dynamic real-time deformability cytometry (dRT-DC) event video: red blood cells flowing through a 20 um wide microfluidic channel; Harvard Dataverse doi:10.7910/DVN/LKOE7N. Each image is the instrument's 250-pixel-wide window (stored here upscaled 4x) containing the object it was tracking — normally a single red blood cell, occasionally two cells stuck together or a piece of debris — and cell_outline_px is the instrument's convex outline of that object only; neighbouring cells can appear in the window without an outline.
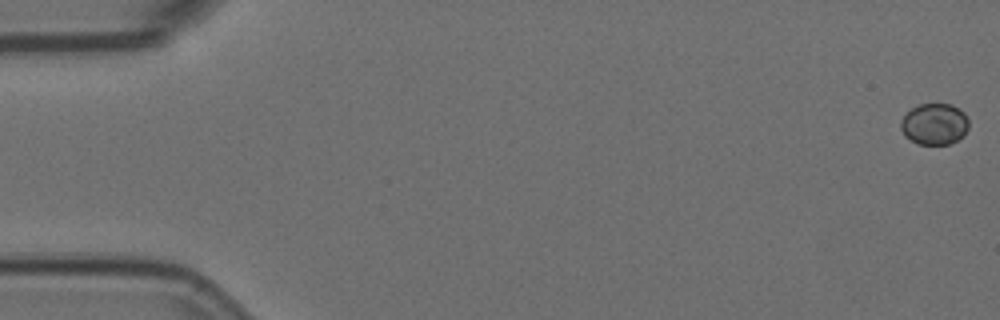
{"species": "Egyptian fruit bat (a non-hibernating species)", "species_latin": "Rousettus aegyptiacus", "temperature_condition": "room temperature", "stored_images_in_passage": 18, "camera_frame_rate_fps": 3000, "um_per_image_px": 0.085, "animal": {"sex": "female"}, "frame": {"image": 1, "passage_image": 1, "time_ms": 0.0, "image_size_px": [1000, 320], "cell_outline_px": [[968, 128], [964, 136], [948, 144], [920, 144], [904, 136], [900, 128], [900, 120], [912, 108], [920, 104], [952, 104], [960, 108], [964, 112], [968, 120]], "centroid_in_image_um": [79.44, 10.53], "position_along_channel_um": 5.6, "area_um2": 16.42}}
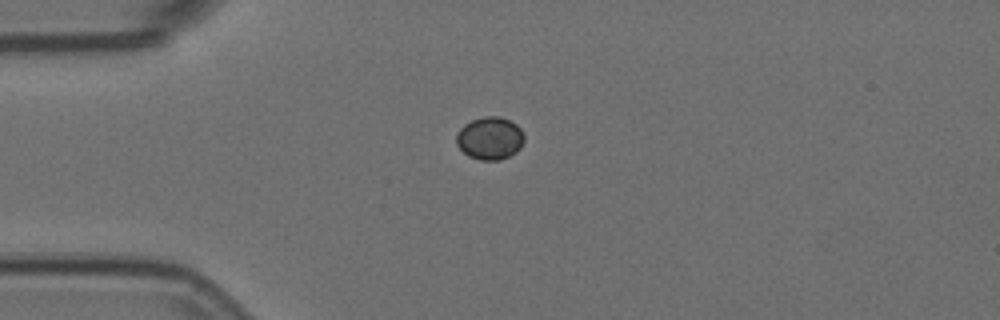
{"frame": {"image": 2, "passage_image": 15, "time_ms": 4.667, "image_size_px": [1000, 320], "cell_outline_px": [[524, 140], [520, 148], [516, 152], [500, 160], [480, 160], [468, 156], [456, 144], [456, 132], [464, 124], [472, 120], [484, 116], [500, 116], [516, 124], [520, 128], [524, 136]], "centroid_in_image_um": [41.62, 11.75], "position_along_channel_um": 43.4, "area_um2": 16.94}}